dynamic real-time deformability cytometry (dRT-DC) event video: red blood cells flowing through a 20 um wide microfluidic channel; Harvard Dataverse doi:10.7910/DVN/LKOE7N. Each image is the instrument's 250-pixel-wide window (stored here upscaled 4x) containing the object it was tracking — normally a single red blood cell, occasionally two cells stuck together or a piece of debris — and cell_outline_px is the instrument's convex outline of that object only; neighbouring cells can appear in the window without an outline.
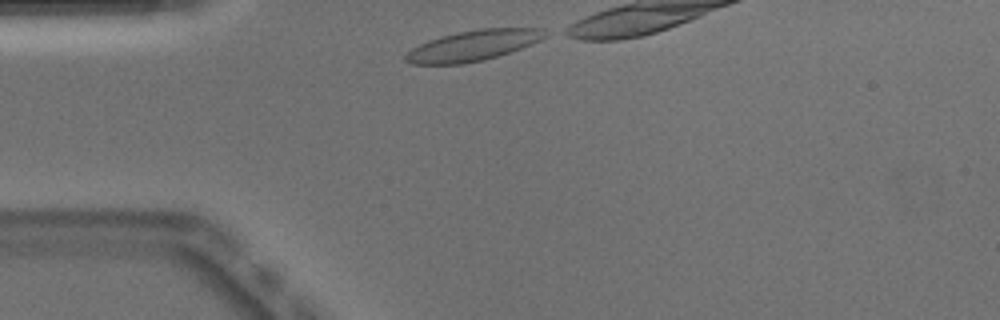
{"species": "Egyptian fruit bat (a non-hibernating species)", "species_latin": "Rousettus aegyptiacus", "temperature_condition": "warm", "stored_images_in_passage": 21, "camera_frame_rate_fps": 3000, "um_per_image_px": 0.085, "animal": {"sex": "male"}, "frame": {"image": 1, "passage_image": 1, "time_ms": 0.0, "image_size_px": [1000, 320], "cell_outline_px": [[548, 36], [540, 40], [520, 48], [484, 60], [464, 64], [412, 64], [404, 60], [404, 56], [412, 48], [428, 40], [440, 36], [456, 32], [480, 28], [540, 28], [548, 32]], "centroid_in_image_um": [40.2, 3.86], "position_along_channel_um": 44.8, "area_um2": 24.8}}
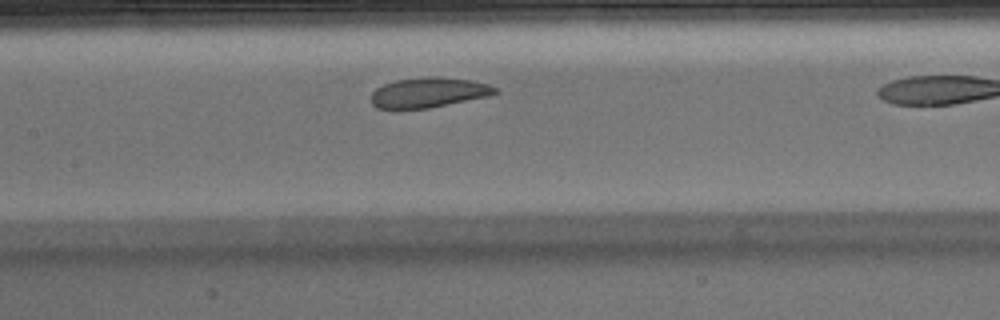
{"frame": {"image": 2, "passage_image": 12, "time_ms": 3.667, "image_size_px": [1000, 320], "cell_outline_px": [[500, 92], [488, 96], [428, 108], [376, 108], [372, 104], [372, 92], [376, 88], [384, 84], [396, 80], [436, 76], [472, 80], [488, 84], [496, 88]], "centroid_in_image_um": [36.45, 7.85], "position_along_channel_um": 171.0, "area_um2": 21.44}}
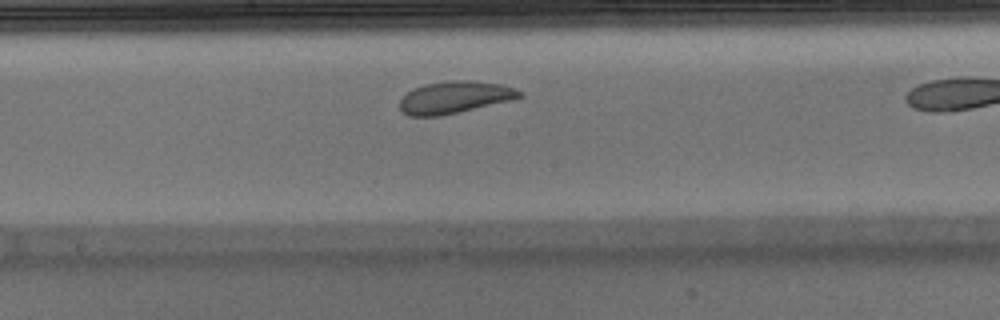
{"frame": {"image": 3, "passage_image": 15, "time_ms": 4.667, "image_size_px": [1000, 320], "cell_outline_px": [[524, 96], [508, 100], [440, 116], [408, 116], [400, 108], [400, 100], [412, 88], [424, 84], [452, 80], [468, 80], [500, 84], [524, 92]], "centroid_in_image_um": [38.61, 8.26], "position_along_channel_um": 209.6, "area_um2": 22.02}}